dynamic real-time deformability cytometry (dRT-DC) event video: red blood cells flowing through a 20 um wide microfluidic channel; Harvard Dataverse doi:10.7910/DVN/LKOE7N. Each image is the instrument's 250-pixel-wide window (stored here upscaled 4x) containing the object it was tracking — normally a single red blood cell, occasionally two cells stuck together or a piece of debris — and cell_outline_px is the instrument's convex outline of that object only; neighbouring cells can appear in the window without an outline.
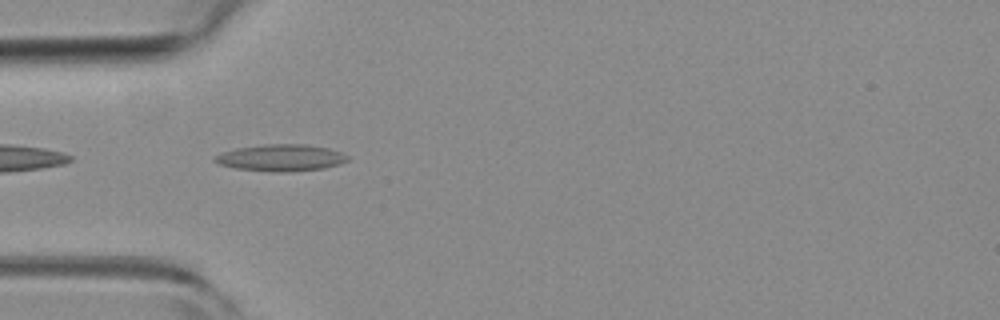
{"species": "common noctule bat (a hibernating species)", "species_latin": "Nyctalus noctula", "temperature_condition": "room temperature", "stored_images_in_passage": 6, "camera_frame_rate_fps": 3000, "um_per_image_px": 0.085, "animal": {"sex": "female", "body_mass_g": 19.3, "forearm_length_mm": 54.1}, "frame": {"image": 1, "passage_image": 5, "time_ms": 1.333, "image_size_px": [1000, 320], "cell_outline_px": [[348, 160], [340, 164], [324, 168], [292, 172], [276, 172], [236, 168], [220, 164], [212, 160], [216, 156], [224, 152], [236, 148], [264, 144], [308, 144], [328, 148], [340, 152], [348, 156]], "centroid_in_image_um": [23.91, 13.41], "position_along_channel_um": 61.1, "area_um2": 20.63}}
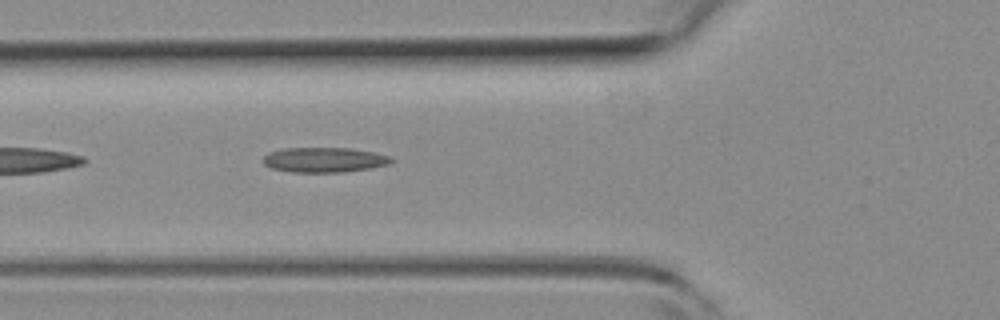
{"frame": {"image": 2, "passage_image": 6, "time_ms": 1.667, "image_size_px": [1000, 320], "cell_outline_px": [[392, 160], [388, 164], [372, 168], [344, 172], [292, 172], [272, 168], [264, 164], [264, 156], [268, 152], [284, 148], [352, 148], [392, 156]], "centroid_in_image_um": [27.57, 13.58], "position_along_channel_um": 98.2, "area_um2": 18.61}}